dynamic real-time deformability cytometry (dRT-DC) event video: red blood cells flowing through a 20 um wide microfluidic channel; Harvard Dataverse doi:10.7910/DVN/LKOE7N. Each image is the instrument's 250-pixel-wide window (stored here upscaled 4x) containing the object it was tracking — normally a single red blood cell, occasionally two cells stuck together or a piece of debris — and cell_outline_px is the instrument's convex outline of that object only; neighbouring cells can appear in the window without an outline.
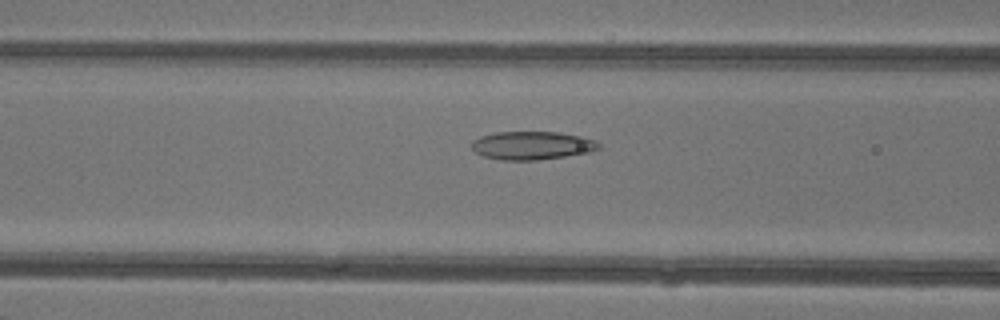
{"species": "common noctule bat (a hibernating species)", "species_latin": "Nyctalus noctula", "temperature_condition": "warm", "stored_images_in_passage": 12, "camera_frame_rate_fps": 3000, "um_per_image_px": 0.085, "animal": {"sex": "female"}, "frame": {"image": 1, "passage_image": 10, "time_ms": 3.0, "image_size_px": [1000, 320], "cell_outline_px": [[600, 148], [592, 152], [536, 160], [500, 160], [484, 156], [476, 152], [472, 148], [472, 140], [480, 136], [496, 132], [556, 132], [580, 136], [596, 140], [600, 144]], "centroid_in_image_um": [45.23, 12.36], "position_along_channel_um": 121.4, "area_um2": 20.92}}